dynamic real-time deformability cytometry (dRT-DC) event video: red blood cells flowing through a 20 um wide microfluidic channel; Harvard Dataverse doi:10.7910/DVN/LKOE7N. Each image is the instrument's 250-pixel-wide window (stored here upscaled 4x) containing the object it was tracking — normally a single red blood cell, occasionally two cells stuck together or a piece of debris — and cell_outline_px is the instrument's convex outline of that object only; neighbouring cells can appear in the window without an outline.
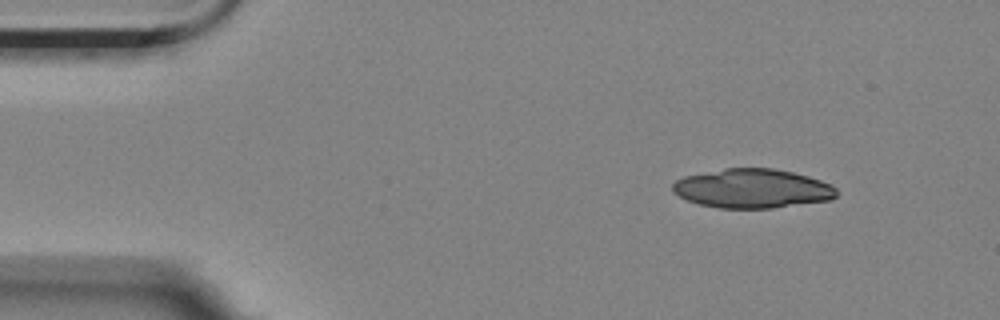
{"species": "Egyptian fruit bat (a non-hibernating species)", "species_latin": "Rousettus aegyptiacus", "temperature_condition": "room temperature", "stored_images_in_passage": 4, "segment_of_instrument_passage": [1, 2], "camera_frame_rate_fps": 3000, "um_per_image_px": 0.085, "animal": {"sex": "female"}, "frame": {"image": 1, "passage_image": 1, "time_ms": 0.0, "image_size_px": [1000, 320], "cell_outline_px": [[840, 192], [832, 200], [772, 208], [720, 208], [700, 204], [688, 200], [672, 192], [672, 184], [676, 180], [684, 176], [724, 168], [772, 168], [792, 172], [808, 176], [832, 184]], "centroid_in_image_um": [63.98, 16.02], "position_along_channel_um": 21.0, "area_um2": 37.57}}